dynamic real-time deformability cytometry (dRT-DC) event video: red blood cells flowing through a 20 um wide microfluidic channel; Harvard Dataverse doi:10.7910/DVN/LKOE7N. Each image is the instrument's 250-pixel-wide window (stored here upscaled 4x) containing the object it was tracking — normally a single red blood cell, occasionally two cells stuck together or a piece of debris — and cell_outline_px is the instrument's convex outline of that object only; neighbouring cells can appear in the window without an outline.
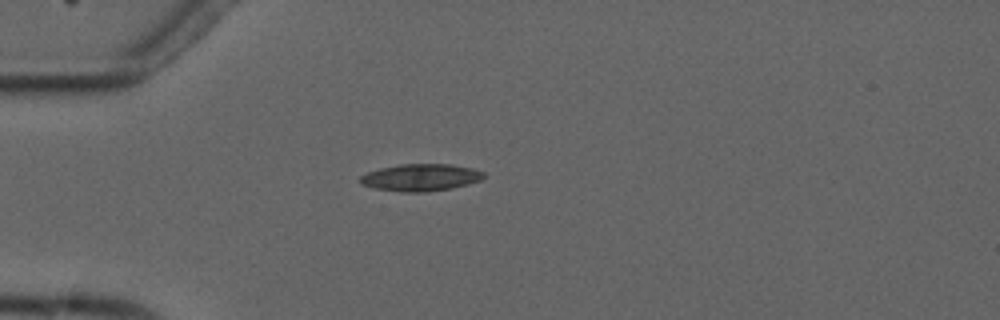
{"species": "common noctule bat (a hibernating species)", "species_latin": "Nyctalus noctula", "temperature_condition": "cold", "stored_images_in_passage": 3, "camera_frame_rate_fps": 3000, "um_per_image_px": 0.085, "animal": {"sex": "male", "forearm_length_mm": 52.5}, "frame": {"image": 1, "passage_image": 3, "time_ms": 2.333, "image_size_px": [1000, 320], "cell_outline_px": [[484, 176], [480, 180], [468, 184], [452, 188], [428, 192], [404, 192], [372, 188], [360, 184], [360, 176], [368, 172], [380, 168], [400, 164], [452, 164], [472, 168], [484, 172]], "centroid_in_image_um": [35.74, 15.09], "position_along_channel_um": 49.3, "area_um2": 19.59}}